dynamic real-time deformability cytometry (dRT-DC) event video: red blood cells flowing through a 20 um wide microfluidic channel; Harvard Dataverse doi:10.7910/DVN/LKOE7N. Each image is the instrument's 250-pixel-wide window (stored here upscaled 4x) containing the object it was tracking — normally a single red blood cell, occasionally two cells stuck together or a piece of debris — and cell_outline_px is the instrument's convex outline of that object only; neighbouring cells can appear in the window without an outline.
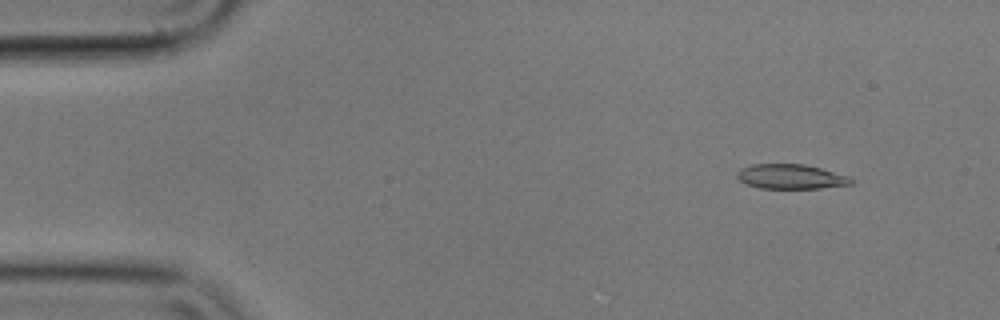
{"species": "common noctule bat (a hibernating species)", "species_latin": "Nyctalus noctula", "temperature_condition": "cold", "stored_images_in_passage": 56, "camera_frame_rate_fps": 3000, "um_per_image_px": 0.085, "animal": {"sex": "male", "body_mass_g": 17.9}, "frame": {"image": 1, "passage_image": 6, "time_ms": 1.667, "image_size_px": [1000, 320], "cell_outline_px": [[852, 184], [820, 188], [760, 188], [744, 184], [736, 176], [736, 172], [740, 168], [752, 164], [804, 164], [820, 168], [848, 176], [852, 180]], "centroid_in_image_um": [67.16, 15.01], "position_along_channel_um": 17.8, "area_um2": 16.36}}
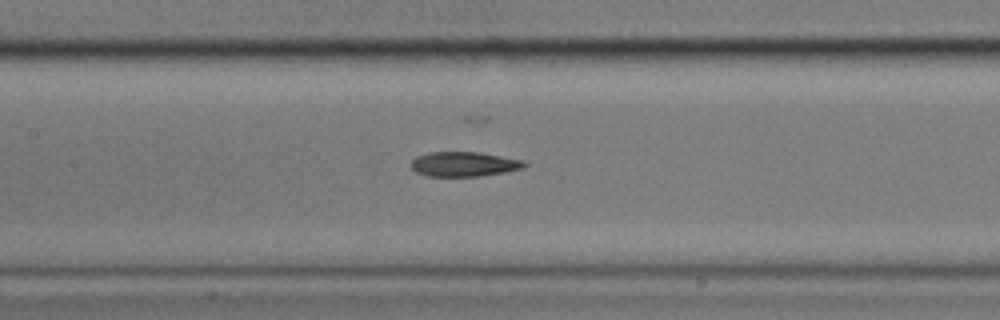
{"frame": {"image": 2, "passage_image": 26, "time_ms": 8.333, "image_size_px": [1000, 320], "cell_outline_px": [[528, 164], [524, 168], [504, 172], [480, 176], [428, 176], [416, 172], [412, 168], [412, 160], [416, 156], [428, 152], [480, 152], [524, 160]], "centroid_in_image_um": [39.46, 13.94], "position_along_channel_um": 167.9, "area_um2": 16.36}}
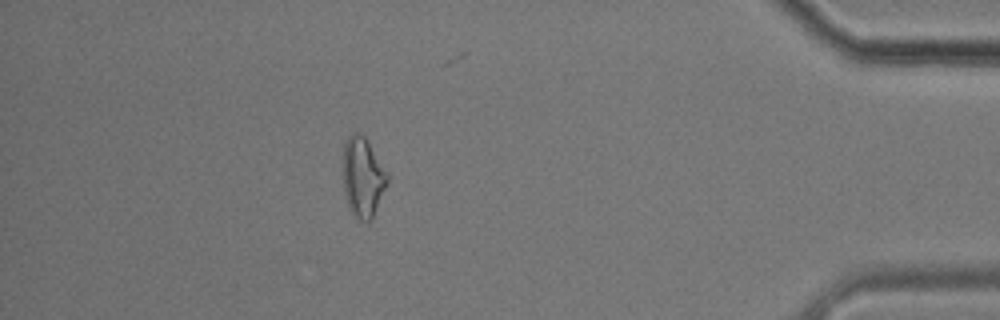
{"frame": {"image": 3, "passage_image": 50, "time_ms": 16.333, "image_size_px": [1000, 320], "cell_outline_px": [[388, 180], [372, 220], [368, 224], [360, 220], [348, 208], [344, 192], [344, 144], [348, 136], [352, 132], [356, 132], [364, 136], [388, 172]], "centroid_in_image_um": [30.85, 15.08], "position_along_channel_um": 404.4, "area_um2": 20.52}, "authors_computed_cell_mechanics": {"area_um2": 17.4267, "velocity_mm_per_s": 3.5484, "shape_relaxation_time_tau1_ms": 8.261, "shape_relaxation_time_tau2_ms": 6.2897, "deformation_change_tau1": 0.2042, "deformation_change_tau2": 0.1695}}